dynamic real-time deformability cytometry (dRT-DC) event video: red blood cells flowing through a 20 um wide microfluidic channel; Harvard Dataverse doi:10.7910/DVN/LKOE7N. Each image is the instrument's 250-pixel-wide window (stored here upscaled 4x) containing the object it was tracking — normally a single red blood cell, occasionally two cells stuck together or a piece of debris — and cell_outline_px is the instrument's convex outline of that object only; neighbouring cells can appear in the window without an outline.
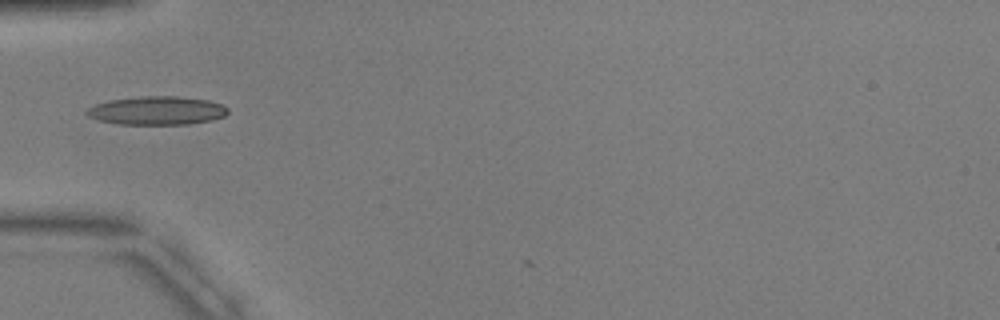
{"species": "common noctule bat (a hibernating species)", "species_latin": "Nyctalus noctula", "temperature_condition": "warm", "stored_images_in_passage": 5, "camera_frame_rate_fps": 3000, "um_per_image_px": 0.085, "animal": {"sex": "male", "body_mass_g": 17.9, "forearm_length_mm": 54.2}, "frame": {"image": 1, "passage_image": 4, "time_ms": 3.667, "image_size_px": [1000, 320], "cell_outline_px": [[228, 112], [224, 116], [212, 120], [188, 124], [120, 124], [100, 120], [88, 116], [84, 112], [88, 108], [96, 104], [108, 100], [144, 96], [176, 96], [208, 100], [220, 104], [228, 108]], "centroid_in_image_um": [13.34, 9.4], "position_along_channel_um": 71.7, "area_um2": 23.29}}